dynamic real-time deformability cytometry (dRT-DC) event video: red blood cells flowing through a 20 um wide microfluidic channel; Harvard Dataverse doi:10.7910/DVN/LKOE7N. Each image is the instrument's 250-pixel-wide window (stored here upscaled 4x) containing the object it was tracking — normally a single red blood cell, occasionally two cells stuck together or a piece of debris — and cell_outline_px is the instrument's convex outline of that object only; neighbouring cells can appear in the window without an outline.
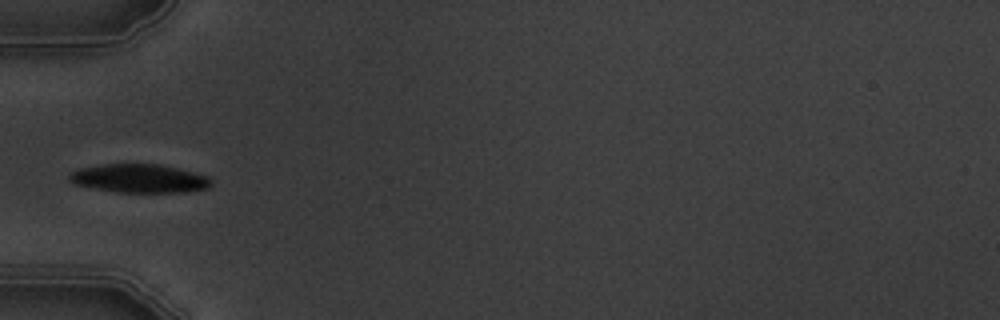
{"species": "common noctule bat (a hibernating species)", "species_latin": "Nyctalus noctula", "temperature_condition": "warm", "stored_images_in_passage": 4, "camera_frame_rate_fps": 3000, "um_per_image_px": 0.085, "animal": {"sex": "male", "body_mass_g": 19.5, "forearm_length_mm": 54.6}, "frame": {"image": 1, "passage_image": 1, "time_ms": 0.0, "image_size_px": [1000, 320], "cell_outline_px": [[212, 184], [208, 188], [184, 192], [120, 192], [72, 184], [68, 180], [68, 176], [72, 172], [80, 168], [104, 164], [160, 164], [208, 176], [212, 180]], "centroid_in_image_um": [11.84, 15.17], "position_along_channel_um": 73.2, "area_um2": 23.47}}